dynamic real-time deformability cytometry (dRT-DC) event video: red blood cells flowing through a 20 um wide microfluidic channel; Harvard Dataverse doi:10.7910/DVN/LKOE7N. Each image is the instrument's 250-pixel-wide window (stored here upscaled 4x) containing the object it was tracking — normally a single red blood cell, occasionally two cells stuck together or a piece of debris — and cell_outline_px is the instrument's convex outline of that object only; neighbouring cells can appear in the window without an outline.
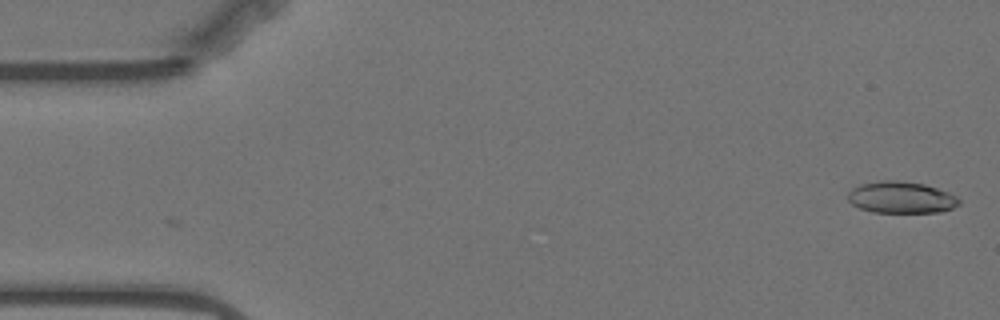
{"species": "Egyptian fruit bat (a non-hibernating species)", "species_latin": "Rousettus aegyptiacus", "temperature_condition": "warm", "stored_images_in_passage": 2, "camera_frame_rate_fps": 3000, "um_per_image_px": 0.085, "animal": {"sex": "female"}, "frame": {"image": 1, "passage_image": 1, "time_ms": 0.0, "image_size_px": [1000, 320], "cell_outline_px": [[960, 204], [952, 208], [940, 212], [872, 212], [860, 208], [852, 204], [848, 200], [848, 192], [852, 188], [860, 184], [880, 180], [896, 180], [924, 184], [948, 192], [956, 196], [960, 200]], "centroid_in_image_um": [76.58, 16.77], "position_along_channel_um": 8.4, "area_um2": 20.52}}